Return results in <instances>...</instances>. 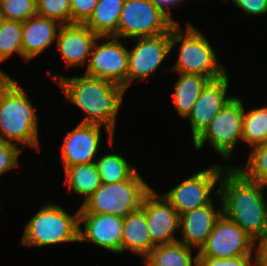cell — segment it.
Listing matches in <instances>:
<instances>
[{"instance_id":"1","label":"cell","mask_w":267,"mask_h":266,"mask_svg":"<svg viewBox=\"0 0 267 266\" xmlns=\"http://www.w3.org/2000/svg\"><path fill=\"white\" fill-rule=\"evenodd\" d=\"M48 77L60 87L66 103H70L83 114L80 123L95 124L105 127L107 143L113 147L117 115L123 107L127 90L122 85L82 74L66 76L47 72ZM122 106V107H121Z\"/></svg>"},{"instance_id":"2","label":"cell","mask_w":267,"mask_h":266,"mask_svg":"<svg viewBox=\"0 0 267 266\" xmlns=\"http://www.w3.org/2000/svg\"><path fill=\"white\" fill-rule=\"evenodd\" d=\"M218 190L222 214L267 253V186L247 179L229 166L221 175Z\"/></svg>"},{"instance_id":"3","label":"cell","mask_w":267,"mask_h":266,"mask_svg":"<svg viewBox=\"0 0 267 266\" xmlns=\"http://www.w3.org/2000/svg\"><path fill=\"white\" fill-rule=\"evenodd\" d=\"M21 85L10 76H0V141L40 153L37 108Z\"/></svg>"},{"instance_id":"4","label":"cell","mask_w":267,"mask_h":266,"mask_svg":"<svg viewBox=\"0 0 267 266\" xmlns=\"http://www.w3.org/2000/svg\"><path fill=\"white\" fill-rule=\"evenodd\" d=\"M183 27L175 24L171 29V51L178 47V57L174 65L163 69L164 73H188L203 75L210 80L227 74L224 63L204 33L190 21Z\"/></svg>"},{"instance_id":"5","label":"cell","mask_w":267,"mask_h":266,"mask_svg":"<svg viewBox=\"0 0 267 266\" xmlns=\"http://www.w3.org/2000/svg\"><path fill=\"white\" fill-rule=\"evenodd\" d=\"M46 201L24 224L19 245L43 248L69 242L79 243V209L70 214L54 199Z\"/></svg>"},{"instance_id":"6","label":"cell","mask_w":267,"mask_h":266,"mask_svg":"<svg viewBox=\"0 0 267 266\" xmlns=\"http://www.w3.org/2000/svg\"><path fill=\"white\" fill-rule=\"evenodd\" d=\"M137 171L130 179L117 183H101L100 187L79 206V214H112L124 218L141 207L152 190Z\"/></svg>"},{"instance_id":"7","label":"cell","mask_w":267,"mask_h":266,"mask_svg":"<svg viewBox=\"0 0 267 266\" xmlns=\"http://www.w3.org/2000/svg\"><path fill=\"white\" fill-rule=\"evenodd\" d=\"M243 101L245 100L236 95L217 113L204 131L191 142L194 151L200 152L206 144H209L228 167L235 166L231 164V160L234 148L242 142L245 105Z\"/></svg>"},{"instance_id":"8","label":"cell","mask_w":267,"mask_h":266,"mask_svg":"<svg viewBox=\"0 0 267 266\" xmlns=\"http://www.w3.org/2000/svg\"><path fill=\"white\" fill-rule=\"evenodd\" d=\"M224 168L220 163L200 169L182 182L163 192L165 199L182 215L194 208L209 204L219 194V181ZM216 189V190H215Z\"/></svg>"},{"instance_id":"9","label":"cell","mask_w":267,"mask_h":266,"mask_svg":"<svg viewBox=\"0 0 267 266\" xmlns=\"http://www.w3.org/2000/svg\"><path fill=\"white\" fill-rule=\"evenodd\" d=\"M174 25L175 23L151 0H125L116 38L130 40L165 34Z\"/></svg>"},{"instance_id":"10","label":"cell","mask_w":267,"mask_h":266,"mask_svg":"<svg viewBox=\"0 0 267 266\" xmlns=\"http://www.w3.org/2000/svg\"><path fill=\"white\" fill-rule=\"evenodd\" d=\"M198 253L209 258L267 257V253L238 224L223 214L214 223L207 242Z\"/></svg>"},{"instance_id":"11","label":"cell","mask_w":267,"mask_h":266,"mask_svg":"<svg viewBox=\"0 0 267 266\" xmlns=\"http://www.w3.org/2000/svg\"><path fill=\"white\" fill-rule=\"evenodd\" d=\"M134 46L128 48L127 90L136 81L155 77L158 69L171 54V30L165 34L131 39ZM138 80V81H137Z\"/></svg>"},{"instance_id":"12","label":"cell","mask_w":267,"mask_h":266,"mask_svg":"<svg viewBox=\"0 0 267 266\" xmlns=\"http://www.w3.org/2000/svg\"><path fill=\"white\" fill-rule=\"evenodd\" d=\"M125 43L126 40L121 38L99 36L93 45L84 74L112 81L127 90L128 48Z\"/></svg>"},{"instance_id":"13","label":"cell","mask_w":267,"mask_h":266,"mask_svg":"<svg viewBox=\"0 0 267 266\" xmlns=\"http://www.w3.org/2000/svg\"><path fill=\"white\" fill-rule=\"evenodd\" d=\"M230 76H224L210 80L203 88L200 96L196 100L188 116L185 118L189 122L191 131V142H193L211 123L217 113L229 102L235 95H228L230 89Z\"/></svg>"},{"instance_id":"14","label":"cell","mask_w":267,"mask_h":266,"mask_svg":"<svg viewBox=\"0 0 267 266\" xmlns=\"http://www.w3.org/2000/svg\"><path fill=\"white\" fill-rule=\"evenodd\" d=\"M102 128L105 127L79 122L71 131L65 132L60 146V162L64 169L96 161L101 153Z\"/></svg>"},{"instance_id":"15","label":"cell","mask_w":267,"mask_h":266,"mask_svg":"<svg viewBox=\"0 0 267 266\" xmlns=\"http://www.w3.org/2000/svg\"><path fill=\"white\" fill-rule=\"evenodd\" d=\"M141 207L145 213L147 227L156 245L178 241L180 215L162 194L152 190L144 197Z\"/></svg>"},{"instance_id":"16","label":"cell","mask_w":267,"mask_h":266,"mask_svg":"<svg viewBox=\"0 0 267 266\" xmlns=\"http://www.w3.org/2000/svg\"><path fill=\"white\" fill-rule=\"evenodd\" d=\"M123 218L112 214H79V242L121 254Z\"/></svg>"},{"instance_id":"17","label":"cell","mask_w":267,"mask_h":266,"mask_svg":"<svg viewBox=\"0 0 267 266\" xmlns=\"http://www.w3.org/2000/svg\"><path fill=\"white\" fill-rule=\"evenodd\" d=\"M221 214L222 203L219 194L214 196L209 204L183 213L180 215L179 233L181 236L178 238V242L199 252L207 242L214 223Z\"/></svg>"},{"instance_id":"18","label":"cell","mask_w":267,"mask_h":266,"mask_svg":"<svg viewBox=\"0 0 267 266\" xmlns=\"http://www.w3.org/2000/svg\"><path fill=\"white\" fill-rule=\"evenodd\" d=\"M98 37L85 24H62L55 45L65 62L66 69L86 68L93 45Z\"/></svg>"},{"instance_id":"19","label":"cell","mask_w":267,"mask_h":266,"mask_svg":"<svg viewBox=\"0 0 267 266\" xmlns=\"http://www.w3.org/2000/svg\"><path fill=\"white\" fill-rule=\"evenodd\" d=\"M61 23L35 15L22 23L23 58L30 62L56 44ZM53 44V45H52Z\"/></svg>"},{"instance_id":"20","label":"cell","mask_w":267,"mask_h":266,"mask_svg":"<svg viewBox=\"0 0 267 266\" xmlns=\"http://www.w3.org/2000/svg\"><path fill=\"white\" fill-rule=\"evenodd\" d=\"M156 244L152 241L142 207L123 218L121 253L130 252L145 259Z\"/></svg>"},{"instance_id":"21","label":"cell","mask_w":267,"mask_h":266,"mask_svg":"<svg viewBox=\"0 0 267 266\" xmlns=\"http://www.w3.org/2000/svg\"><path fill=\"white\" fill-rule=\"evenodd\" d=\"M176 75L179 77L173 85L171 95L173 108L178 116L185 119L210 79L197 74L176 73Z\"/></svg>"},{"instance_id":"22","label":"cell","mask_w":267,"mask_h":266,"mask_svg":"<svg viewBox=\"0 0 267 266\" xmlns=\"http://www.w3.org/2000/svg\"><path fill=\"white\" fill-rule=\"evenodd\" d=\"M64 170V186L68 188V193L78 195L83 203L101 185L100 175L94 163L77 164L67 167Z\"/></svg>"},{"instance_id":"23","label":"cell","mask_w":267,"mask_h":266,"mask_svg":"<svg viewBox=\"0 0 267 266\" xmlns=\"http://www.w3.org/2000/svg\"><path fill=\"white\" fill-rule=\"evenodd\" d=\"M181 242L156 245L144 259L145 266H197L198 252Z\"/></svg>"},{"instance_id":"24","label":"cell","mask_w":267,"mask_h":266,"mask_svg":"<svg viewBox=\"0 0 267 266\" xmlns=\"http://www.w3.org/2000/svg\"><path fill=\"white\" fill-rule=\"evenodd\" d=\"M125 0H98L85 25L98 36L116 37L120 13Z\"/></svg>"},{"instance_id":"25","label":"cell","mask_w":267,"mask_h":266,"mask_svg":"<svg viewBox=\"0 0 267 266\" xmlns=\"http://www.w3.org/2000/svg\"><path fill=\"white\" fill-rule=\"evenodd\" d=\"M95 164L97 166L101 183H117L130 179L138 168L128 162L122 153L112 152L99 154Z\"/></svg>"},{"instance_id":"26","label":"cell","mask_w":267,"mask_h":266,"mask_svg":"<svg viewBox=\"0 0 267 266\" xmlns=\"http://www.w3.org/2000/svg\"><path fill=\"white\" fill-rule=\"evenodd\" d=\"M247 109L244 106L242 143L252 149L267 142V104Z\"/></svg>"},{"instance_id":"27","label":"cell","mask_w":267,"mask_h":266,"mask_svg":"<svg viewBox=\"0 0 267 266\" xmlns=\"http://www.w3.org/2000/svg\"><path fill=\"white\" fill-rule=\"evenodd\" d=\"M18 54L24 62L22 49V22L2 19L0 23V64ZM0 76H10L0 68Z\"/></svg>"},{"instance_id":"28","label":"cell","mask_w":267,"mask_h":266,"mask_svg":"<svg viewBox=\"0 0 267 266\" xmlns=\"http://www.w3.org/2000/svg\"><path fill=\"white\" fill-rule=\"evenodd\" d=\"M245 166L236 165L247 179L267 186V142L250 149Z\"/></svg>"},{"instance_id":"29","label":"cell","mask_w":267,"mask_h":266,"mask_svg":"<svg viewBox=\"0 0 267 266\" xmlns=\"http://www.w3.org/2000/svg\"><path fill=\"white\" fill-rule=\"evenodd\" d=\"M3 19L25 22L37 15L36 0H0Z\"/></svg>"},{"instance_id":"30","label":"cell","mask_w":267,"mask_h":266,"mask_svg":"<svg viewBox=\"0 0 267 266\" xmlns=\"http://www.w3.org/2000/svg\"><path fill=\"white\" fill-rule=\"evenodd\" d=\"M37 15L59 21L61 24L71 23L70 0H36Z\"/></svg>"},{"instance_id":"31","label":"cell","mask_w":267,"mask_h":266,"mask_svg":"<svg viewBox=\"0 0 267 266\" xmlns=\"http://www.w3.org/2000/svg\"><path fill=\"white\" fill-rule=\"evenodd\" d=\"M267 257L238 256L229 258L202 257L198 253L197 266H266Z\"/></svg>"},{"instance_id":"32","label":"cell","mask_w":267,"mask_h":266,"mask_svg":"<svg viewBox=\"0 0 267 266\" xmlns=\"http://www.w3.org/2000/svg\"><path fill=\"white\" fill-rule=\"evenodd\" d=\"M21 152L22 148L16 144L0 141V176L20 167Z\"/></svg>"},{"instance_id":"33","label":"cell","mask_w":267,"mask_h":266,"mask_svg":"<svg viewBox=\"0 0 267 266\" xmlns=\"http://www.w3.org/2000/svg\"><path fill=\"white\" fill-rule=\"evenodd\" d=\"M97 2L98 0H70L71 23L85 24Z\"/></svg>"},{"instance_id":"34","label":"cell","mask_w":267,"mask_h":266,"mask_svg":"<svg viewBox=\"0 0 267 266\" xmlns=\"http://www.w3.org/2000/svg\"><path fill=\"white\" fill-rule=\"evenodd\" d=\"M229 1L245 16L256 18L267 14V0H225L224 3L229 4Z\"/></svg>"},{"instance_id":"35","label":"cell","mask_w":267,"mask_h":266,"mask_svg":"<svg viewBox=\"0 0 267 266\" xmlns=\"http://www.w3.org/2000/svg\"><path fill=\"white\" fill-rule=\"evenodd\" d=\"M165 15H167L175 24H179L172 16L171 9L185 5L189 0H151ZM187 1V2H186Z\"/></svg>"},{"instance_id":"36","label":"cell","mask_w":267,"mask_h":266,"mask_svg":"<svg viewBox=\"0 0 267 266\" xmlns=\"http://www.w3.org/2000/svg\"><path fill=\"white\" fill-rule=\"evenodd\" d=\"M2 14H1V9H0V23H1V21H2Z\"/></svg>"}]
</instances>
